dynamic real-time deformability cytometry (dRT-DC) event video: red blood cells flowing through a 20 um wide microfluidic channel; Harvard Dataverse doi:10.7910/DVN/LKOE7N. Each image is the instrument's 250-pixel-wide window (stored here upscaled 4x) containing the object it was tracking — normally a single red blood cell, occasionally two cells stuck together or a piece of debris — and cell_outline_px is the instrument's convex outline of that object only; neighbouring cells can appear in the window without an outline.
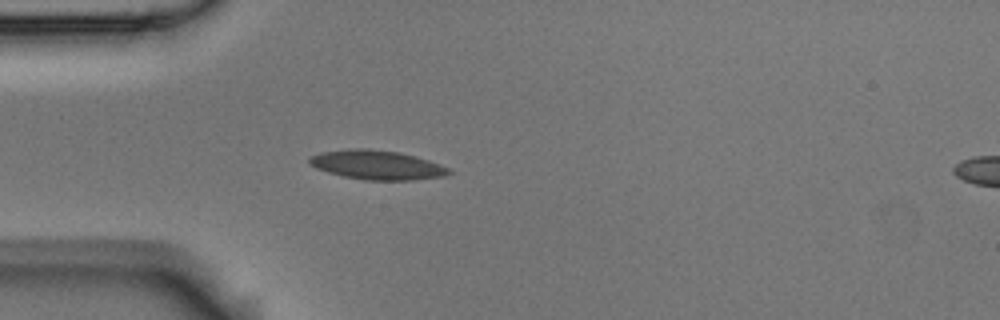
{"species": "Egyptian fruit bat (a non-hibernating species)", "species_latin": "Rousettus aegyptiacus", "temperature_condition": "room temperature", "stored_images_in_passage": 5, "camera_frame_rate_fps": 3000, "um_per_image_px": 0.085, "animal": {"sex": "male"}, "frame": {"image": 1, "passage_image": 5, "time_ms": 1.333, "image_size_px": [1000, 320], "cell_outline_px": [[452, 172], [444, 176], [412, 180], [364, 180], [344, 176], [328, 172], [316, 168], [308, 164], [308, 160], [312, 156], [320, 152], [352, 148], [368, 148], [400, 152], [428, 160], [440, 164], [448, 168]], "centroid_in_image_um": [32.02, 14.01], "position_along_channel_um": 53.0, "area_um2": 23.76}}